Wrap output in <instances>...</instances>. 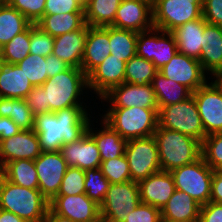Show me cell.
Masks as SVG:
<instances>
[{
    "label": "cell",
    "instance_id": "cell-13",
    "mask_svg": "<svg viewBox=\"0 0 222 222\" xmlns=\"http://www.w3.org/2000/svg\"><path fill=\"white\" fill-rule=\"evenodd\" d=\"M162 32L161 36H150L146 38L149 32ZM167 35L168 39H165ZM178 52L175 37L171 32H165L158 28L138 32L137 34V50L136 55L143 57L148 61H152L155 67L160 70L164 65L173 58Z\"/></svg>",
    "mask_w": 222,
    "mask_h": 222
},
{
    "label": "cell",
    "instance_id": "cell-12",
    "mask_svg": "<svg viewBox=\"0 0 222 222\" xmlns=\"http://www.w3.org/2000/svg\"><path fill=\"white\" fill-rule=\"evenodd\" d=\"M38 177V189L50 202L58 194L62 179L68 168L60 151L41 152L34 160Z\"/></svg>",
    "mask_w": 222,
    "mask_h": 222
},
{
    "label": "cell",
    "instance_id": "cell-6",
    "mask_svg": "<svg viewBox=\"0 0 222 222\" xmlns=\"http://www.w3.org/2000/svg\"><path fill=\"white\" fill-rule=\"evenodd\" d=\"M158 126L191 136L201 143L206 137L194 96L182 102L161 107Z\"/></svg>",
    "mask_w": 222,
    "mask_h": 222
},
{
    "label": "cell",
    "instance_id": "cell-57",
    "mask_svg": "<svg viewBox=\"0 0 222 222\" xmlns=\"http://www.w3.org/2000/svg\"><path fill=\"white\" fill-rule=\"evenodd\" d=\"M1 51H2V47L0 46V62H1Z\"/></svg>",
    "mask_w": 222,
    "mask_h": 222
},
{
    "label": "cell",
    "instance_id": "cell-48",
    "mask_svg": "<svg viewBox=\"0 0 222 222\" xmlns=\"http://www.w3.org/2000/svg\"><path fill=\"white\" fill-rule=\"evenodd\" d=\"M202 16L207 23L222 26V0H202Z\"/></svg>",
    "mask_w": 222,
    "mask_h": 222
},
{
    "label": "cell",
    "instance_id": "cell-43",
    "mask_svg": "<svg viewBox=\"0 0 222 222\" xmlns=\"http://www.w3.org/2000/svg\"><path fill=\"white\" fill-rule=\"evenodd\" d=\"M85 173L78 167H68L57 195H79L85 193Z\"/></svg>",
    "mask_w": 222,
    "mask_h": 222
},
{
    "label": "cell",
    "instance_id": "cell-28",
    "mask_svg": "<svg viewBox=\"0 0 222 222\" xmlns=\"http://www.w3.org/2000/svg\"><path fill=\"white\" fill-rule=\"evenodd\" d=\"M36 25L52 37H56L83 28L86 25L85 14L84 12L44 14Z\"/></svg>",
    "mask_w": 222,
    "mask_h": 222
},
{
    "label": "cell",
    "instance_id": "cell-46",
    "mask_svg": "<svg viewBox=\"0 0 222 222\" xmlns=\"http://www.w3.org/2000/svg\"><path fill=\"white\" fill-rule=\"evenodd\" d=\"M69 12H84V3L81 0H46L44 14Z\"/></svg>",
    "mask_w": 222,
    "mask_h": 222
},
{
    "label": "cell",
    "instance_id": "cell-56",
    "mask_svg": "<svg viewBox=\"0 0 222 222\" xmlns=\"http://www.w3.org/2000/svg\"><path fill=\"white\" fill-rule=\"evenodd\" d=\"M5 2V0H0V6Z\"/></svg>",
    "mask_w": 222,
    "mask_h": 222
},
{
    "label": "cell",
    "instance_id": "cell-4",
    "mask_svg": "<svg viewBox=\"0 0 222 222\" xmlns=\"http://www.w3.org/2000/svg\"><path fill=\"white\" fill-rule=\"evenodd\" d=\"M41 86L45 91L46 106L56 112L68 107H83L76 99L84 86L88 87V79L81 68L70 66L48 78Z\"/></svg>",
    "mask_w": 222,
    "mask_h": 222
},
{
    "label": "cell",
    "instance_id": "cell-50",
    "mask_svg": "<svg viewBox=\"0 0 222 222\" xmlns=\"http://www.w3.org/2000/svg\"><path fill=\"white\" fill-rule=\"evenodd\" d=\"M46 64L48 67L47 77L51 78L55 75L61 73L62 71L67 70L70 65H68L63 60L59 59L57 56L50 54L47 57H45Z\"/></svg>",
    "mask_w": 222,
    "mask_h": 222
},
{
    "label": "cell",
    "instance_id": "cell-55",
    "mask_svg": "<svg viewBox=\"0 0 222 222\" xmlns=\"http://www.w3.org/2000/svg\"><path fill=\"white\" fill-rule=\"evenodd\" d=\"M95 222H109V221L100 217V218H99L97 221H95Z\"/></svg>",
    "mask_w": 222,
    "mask_h": 222
},
{
    "label": "cell",
    "instance_id": "cell-47",
    "mask_svg": "<svg viewBox=\"0 0 222 222\" xmlns=\"http://www.w3.org/2000/svg\"><path fill=\"white\" fill-rule=\"evenodd\" d=\"M25 101L34 116L43 113H50V109L46 106L45 91L42 86H34L28 93Z\"/></svg>",
    "mask_w": 222,
    "mask_h": 222
},
{
    "label": "cell",
    "instance_id": "cell-44",
    "mask_svg": "<svg viewBox=\"0 0 222 222\" xmlns=\"http://www.w3.org/2000/svg\"><path fill=\"white\" fill-rule=\"evenodd\" d=\"M11 7L23 14L31 23L44 15L46 0H5Z\"/></svg>",
    "mask_w": 222,
    "mask_h": 222
},
{
    "label": "cell",
    "instance_id": "cell-16",
    "mask_svg": "<svg viewBox=\"0 0 222 222\" xmlns=\"http://www.w3.org/2000/svg\"><path fill=\"white\" fill-rule=\"evenodd\" d=\"M49 207L63 217L74 222H95L100 216V205L85 193L79 195H57L49 202Z\"/></svg>",
    "mask_w": 222,
    "mask_h": 222
},
{
    "label": "cell",
    "instance_id": "cell-7",
    "mask_svg": "<svg viewBox=\"0 0 222 222\" xmlns=\"http://www.w3.org/2000/svg\"><path fill=\"white\" fill-rule=\"evenodd\" d=\"M170 173L177 190L187 193L200 205L210 202L214 170L202 156L193 163L176 168Z\"/></svg>",
    "mask_w": 222,
    "mask_h": 222
},
{
    "label": "cell",
    "instance_id": "cell-51",
    "mask_svg": "<svg viewBox=\"0 0 222 222\" xmlns=\"http://www.w3.org/2000/svg\"><path fill=\"white\" fill-rule=\"evenodd\" d=\"M22 130L9 117H0V142L10 138Z\"/></svg>",
    "mask_w": 222,
    "mask_h": 222
},
{
    "label": "cell",
    "instance_id": "cell-23",
    "mask_svg": "<svg viewBox=\"0 0 222 222\" xmlns=\"http://www.w3.org/2000/svg\"><path fill=\"white\" fill-rule=\"evenodd\" d=\"M88 25L73 32L54 37L53 55L71 67L81 68Z\"/></svg>",
    "mask_w": 222,
    "mask_h": 222
},
{
    "label": "cell",
    "instance_id": "cell-15",
    "mask_svg": "<svg viewBox=\"0 0 222 222\" xmlns=\"http://www.w3.org/2000/svg\"><path fill=\"white\" fill-rule=\"evenodd\" d=\"M152 14V0H122L111 26L135 32L151 30L154 28Z\"/></svg>",
    "mask_w": 222,
    "mask_h": 222
},
{
    "label": "cell",
    "instance_id": "cell-20",
    "mask_svg": "<svg viewBox=\"0 0 222 222\" xmlns=\"http://www.w3.org/2000/svg\"><path fill=\"white\" fill-rule=\"evenodd\" d=\"M60 152L68 167L94 169L102 162L97 144L87 132L77 141L62 145Z\"/></svg>",
    "mask_w": 222,
    "mask_h": 222
},
{
    "label": "cell",
    "instance_id": "cell-22",
    "mask_svg": "<svg viewBox=\"0 0 222 222\" xmlns=\"http://www.w3.org/2000/svg\"><path fill=\"white\" fill-rule=\"evenodd\" d=\"M109 26L92 27L88 34L81 62V69L88 76L104 59L110 55Z\"/></svg>",
    "mask_w": 222,
    "mask_h": 222
},
{
    "label": "cell",
    "instance_id": "cell-5",
    "mask_svg": "<svg viewBox=\"0 0 222 222\" xmlns=\"http://www.w3.org/2000/svg\"><path fill=\"white\" fill-rule=\"evenodd\" d=\"M159 109L111 108L104 121L126 141L152 136L158 126Z\"/></svg>",
    "mask_w": 222,
    "mask_h": 222
},
{
    "label": "cell",
    "instance_id": "cell-42",
    "mask_svg": "<svg viewBox=\"0 0 222 222\" xmlns=\"http://www.w3.org/2000/svg\"><path fill=\"white\" fill-rule=\"evenodd\" d=\"M54 37L42 30L38 25L30 24V54L44 56L53 53Z\"/></svg>",
    "mask_w": 222,
    "mask_h": 222
},
{
    "label": "cell",
    "instance_id": "cell-36",
    "mask_svg": "<svg viewBox=\"0 0 222 222\" xmlns=\"http://www.w3.org/2000/svg\"><path fill=\"white\" fill-rule=\"evenodd\" d=\"M158 71L152 61L135 55L126 62L124 82L139 86L152 84Z\"/></svg>",
    "mask_w": 222,
    "mask_h": 222
},
{
    "label": "cell",
    "instance_id": "cell-9",
    "mask_svg": "<svg viewBox=\"0 0 222 222\" xmlns=\"http://www.w3.org/2000/svg\"><path fill=\"white\" fill-rule=\"evenodd\" d=\"M140 202L138 182L110 183L100 205V216L109 222H123Z\"/></svg>",
    "mask_w": 222,
    "mask_h": 222
},
{
    "label": "cell",
    "instance_id": "cell-26",
    "mask_svg": "<svg viewBox=\"0 0 222 222\" xmlns=\"http://www.w3.org/2000/svg\"><path fill=\"white\" fill-rule=\"evenodd\" d=\"M203 34L206 46L199 61L204 71H210L218 79L222 77V26L206 23Z\"/></svg>",
    "mask_w": 222,
    "mask_h": 222
},
{
    "label": "cell",
    "instance_id": "cell-40",
    "mask_svg": "<svg viewBox=\"0 0 222 222\" xmlns=\"http://www.w3.org/2000/svg\"><path fill=\"white\" fill-rule=\"evenodd\" d=\"M201 156L214 171L222 170V133H213L204 138Z\"/></svg>",
    "mask_w": 222,
    "mask_h": 222
},
{
    "label": "cell",
    "instance_id": "cell-27",
    "mask_svg": "<svg viewBox=\"0 0 222 222\" xmlns=\"http://www.w3.org/2000/svg\"><path fill=\"white\" fill-rule=\"evenodd\" d=\"M32 89V84L16 64L0 62V97L25 99Z\"/></svg>",
    "mask_w": 222,
    "mask_h": 222
},
{
    "label": "cell",
    "instance_id": "cell-18",
    "mask_svg": "<svg viewBox=\"0 0 222 222\" xmlns=\"http://www.w3.org/2000/svg\"><path fill=\"white\" fill-rule=\"evenodd\" d=\"M38 135L34 130H23L0 142V169L8 162L35 160L41 154Z\"/></svg>",
    "mask_w": 222,
    "mask_h": 222
},
{
    "label": "cell",
    "instance_id": "cell-37",
    "mask_svg": "<svg viewBox=\"0 0 222 222\" xmlns=\"http://www.w3.org/2000/svg\"><path fill=\"white\" fill-rule=\"evenodd\" d=\"M30 54V25L2 46L1 62L18 64Z\"/></svg>",
    "mask_w": 222,
    "mask_h": 222
},
{
    "label": "cell",
    "instance_id": "cell-35",
    "mask_svg": "<svg viewBox=\"0 0 222 222\" xmlns=\"http://www.w3.org/2000/svg\"><path fill=\"white\" fill-rule=\"evenodd\" d=\"M0 117H9L23 131L33 130L34 115L25 99L0 97Z\"/></svg>",
    "mask_w": 222,
    "mask_h": 222
},
{
    "label": "cell",
    "instance_id": "cell-32",
    "mask_svg": "<svg viewBox=\"0 0 222 222\" xmlns=\"http://www.w3.org/2000/svg\"><path fill=\"white\" fill-rule=\"evenodd\" d=\"M152 86L159 109L182 102L192 95V92L187 87L167 79L159 71L153 78Z\"/></svg>",
    "mask_w": 222,
    "mask_h": 222
},
{
    "label": "cell",
    "instance_id": "cell-19",
    "mask_svg": "<svg viewBox=\"0 0 222 222\" xmlns=\"http://www.w3.org/2000/svg\"><path fill=\"white\" fill-rule=\"evenodd\" d=\"M142 203L162 209L176 190L173 176L168 171H158L138 182Z\"/></svg>",
    "mask_w": 222,
    "mask_h": 222
},
{
    "label": "cell",
    "instance_id": "cell-21",
    "mask_svg": "<svg viewBox=\"0 0 222 222\" xmlns=\"http://www.w3.org/2000/svg\"><path fill=\"white\" fill-rule=\"evenodd\" d=\"M126 62L113 55L107 56L88 76V87L102 98L113 87L124 83Z\"/></svg>",
    "mask_w": 222,
    "mask_h": 222
},
{
    "label": "cell",
    "instance_id": "cell-24",
    "mask_svg": "<svg viewBox=\"0 0 222 222\" xmlns=\"http://www.w3.org/2000/svg\"><path fill=\"white\" fill-rule=\"evenodd\" d=\"M207 22L203 16L176 27L171 33L175 37L177 50L186 56L200 59L204 45L203 29Z\"/></svg>",
    "mask_w": 222,
    "mask_h": 222
},
{
    "label": "cell",
    "instance_id": "cell-41",
    "mask_svg": "<svg viewBox=\"0 0 222 222\" xmlns=\"http://www.w3.org/2000/svg\"><path fill=\"white\" fill-rule=\"evenodd\" d=\"M100 169L110 183L131 181L129 165L125 154L113 159L102 161Z\"/></svg>",
    "mask_w": 222,
    "mask_h": 222
},
{
    "label": "cell",
    "instance_id": "cell-53",
    "mask_svg": "<svg viewBox=\"0 0 222 222\" xmlns=\"http://www.w3.org/2000/svg\"><path fill=\"white\" fill-rule=\"evenodd\" d=\"M44 222H74L67 217H63L59 214H56L50 207L47 211Z\"/></svg>",
    "mask_w": 222,
    "mask_h": 222
},
{
    "label": "cell",
    "instance_id": "cell-52",
    "mask_svg": "<svg viewBox=\"0 0 222 222\" xmlns=\"http://www.w3.org/2000/svg\"><path fill=\"white\" fill-rule=\"evenodd\" d=\"M210 201L222 203V170L213 173Z\"/></svg>",
    "mask_w": 222,
    "mask_h": 222
},
{
    "label": "cell",
    "instance_id": "cell-34",
    "mask_svg": "<svg viewBox=\"0 0 222 222\" xmlns=\"http://www.w3.org/2000/svg\"><path fill=\"white\" fill-rule=\"evenodd\" d=\"M138 32L109 26L110 54L128 62L136 55Z\"/></svg>",
    "mask_w": 222,
    "mask_h": 222
},
{
    "label": "cell",
    "instance_id": "cell-10",
    "mask_svg": "<svg viewBox=\"0 0 222 222\" xmlns=\"http://www.w3.org/2000/svg\"><path fill=\"white\" fill-rule=\"evenodd\" d=\"M131 180L139 182L161 171L157 142L154 136L128 140L125 147Z\"/></svg>",
    "mask_w": 222,
    "mask_h": 222
},
{
    "label": "cell",
    "instance_id": "cell-25",
    "mask_svg": "<svg viewBox=\"0 0 222 222\" xmlns=\"http://www.w3.org/2000/svg\"><path fill=\"white\" fill-rule=\"evenodd\" d=\"M201 205L185 192L175 190L161 209L162 222H199Z\"/></svg>",
    "mask_w": 222,
    "mask_h": 222
},
{
    "label": "cell",
    "instance_id": "cell-29",
    "mask_svg": "<svg viewBox=\"0 0 222 222\" xmlns=\"http://www.w3.org/2000/svg\"><path fill=\"white\" fill-rule=\"evenodd\" d=\"M103 125L104 129L98 133H93L89 124L87 127V133L97 144L101 161H106L124 155L127 141L104 120Z\"/></svg>",
    "mask_w": 222,
    "mask_h": 222
},
{
    "label": "cell",
    "instance_id": "cell-39",
    "mask_svg": "<svg viewBox=\"0 0 222 222\" xmlns=\"http://www.w3.org/2000/svg\"><path fill=\"white\" fill-rule=\"evenodd\" d=\"M16 65L24 72L33 87L42 85L48 79V67L44 56L29 54Z\"/></svg>",
    "mask_w": 222,
    "mask_h": 222
},
{
    "label": "cell",
    "instance_id": "cell-14",
    "mask_svg": "<svg viewBox=\"0 0 222 222\" xmlns=\"http://www.w3.org/2000/svg\"><path fill=\"white\" fill-rule=\"evenodd\" d=\"M159 72L167 79L184 85L192 93L207 83L200 61L179 51Z\"/></svg>",
    "mask_w": 222,
    "mask_h": 222
},
{
    "label": "cell",
    "instance_id": "cell-49",
    "mask_svg": "<svg viewBox=\"0 0 222 222\" xmlns=\"http://www.w3.org/2000/svg\"><path fill=\"white\" fill-rule=\"evenodd\" d=\"M199 222H222V203L210 201L201 205Z\"/></svg>",
    "mask_w": 222,
    "mask_h": 222
},
{
    "label": "cell",
    "instance_id": "cell-45",
    "mask_svg": "<svg viewBox=\"0 0 222 222\" xmlns=\"http://www.w3.org/2000/svg\"><path fill=\"white\" fill-rule=\"evenodd\" d=\"M123 222H162L161 210L140 202L126 217Z\"/></svg>",
    "mask_w": 222,
    "mask_h": 222
},
{
    "label": "cell",
    "instance_id": "cell-2",
    "mask_svg": "<svg viewBox=\"0 0 222 222\" xmlns=\"http://www.w3.org/2000/svg\"><path fill=\"white\" fill-rule=\"evenodd\" d=\"M0 209L12 212L26 222H44L49 201L39 189L21 187L0 174Z\"/></svg>",
    "mask_w": 222,
    "mask_h": 222
},
{
    "label": "cell",
    "instance_id": "cell-54",
    "mask_svg": "<svg viewBox=\"0 0 222 222\" xmlns=\"http://www.w3.org/2000/svg\"><path fill=\"white\" fill-rule=\"evenodd\" d=\"M0 222H26L12 212L0 209Z\"/></svg>",
    "mask_w": 222,
    "mask_h": 222
},
{
    "label": "cell",
    "instance_id": "cell-31",
    "mask_svg": "<svg viewBox=\"0 0 222 222\" xmlns=\"http://www.w3.org/2000/svg\"><path fill=\"white\" fill-rule=\"evenodd\" d=\"M122 0H86L84 14L86 24L92 27L111 26Z\"/></svg>",
    "mask_w": 222,
    "mask_h": 222
},
{
    "label": "cell",
    "instance_id": "cell-11",
    "mask_svg": "<svg viewBox=\"0 0 222 222\" xmlns=\"http://www.w3.org/2000/svg\"><path fill=\"white\" fill-rule=\"evenodd\" d=\"M196 101L205 135L222 133V82L216 79L192 93Z\"/></svg>",
    "mask_w": 222,
    "mask_h": 222
},
{
    "label": "cell",
    "instance_id": "cell-8",
    "mask_svg": "<svg viewBox=\"0 0 222 222\" xmlns=\"http://www.w3.org/2000/svg\"><path fill=\"white\" fill-rule=\"evenodd\" d=\"M152 10L154 27L171 32L202 17V0H152Z\"/></svg>",
    "mask_w": 222,
    "mask_h": 222
},
{
    "label": "cell",
    "instance_id": "cell-17",
    "mask_svg": "<svg viewBox=\"0 0 222 222\" xmlns=\"http://www.w3.org/2000/svg\"><path fill=\"white\" fill-rule=\"evenodd\" d=\"M112 101V108L142 107L147 109H159L152 84L134 85L122 83L113 87L102 99Z\"/></svg>",
    "mask_w": 222,
    "mask_h": 222
},
{
    "label": "cell",
    "instance_id": "cell-38",
    "mask_svg": "<svg viewBox=\"0 0 222 222\" xmlns=\"http://www.w3.org/2000/svg\"><path fill=\"white\" fill-rule=\"evenodd\" d=\"M84 173L85 194L98 205H101L108 191L110 182L100 168L87 169L84 170Z\"/></svg>",
    "mask_w": 222,
    "mask_h": 222
},
{
    "label": "cell",
    "instance_id": "cell-1",
    "mask_svg": "<svg viewBox=\"0 0 222 222\" xmlns=\"http://www.w3.org/2000/svg\"><path fill=\"white\" fill-rule=\"evenodd\" d=\"M88 124L83 107H68L34 116L33 130L42 152H57L62 145L80 139L87 132Z\"/></svg>",
    "mask_w": 222,
    "mask_h": 222
},
{
    "label": "cell",
    "instance_id": "cell-3",
    "mask_svg": "<svg viewBox=\"0 0 222 222\" xmlns=\"http://www.w3.org/2000/svg\"><path fill=\"white\" fill-rule=\"evenodd\" d=\"M153 136L157 142L160 167L163 171L171 172L201 157L202 143L191 136L159 126Z\"/></svg>",
    "mask_w": 222,
    "mask_h": 222
},
{
    "label": "cell",
    "instance_id": "cell-30",
    "mask_svg": "<svg viewBox=\"0 0 222 222\" xmlns=\"http://www.w3.org/2000/svg\"><path fill=\"white\" fill-rule=\"evenodd\" d=\"M0 174L11 183L29 189H38V177L34 160L21 159L6 163Z\"/></svg>",
    "mask_w": 222,
    "mask_h": 222
},
{
    "label": "cell",
    "instance_id": "cell-33",
    "mask_svg": "<svg viewBox=\"0 0 222 222\" xmlns=\"http://www.w3.org/2000/svg\"><path fill=\"white\" fill-rule=\"evenodd\" d=\"M31 22L6 1L0 6V46L23 32Z\"/></svg>",
    "mask_w": 222,
    "mask_h": 222
}]
</instances>
